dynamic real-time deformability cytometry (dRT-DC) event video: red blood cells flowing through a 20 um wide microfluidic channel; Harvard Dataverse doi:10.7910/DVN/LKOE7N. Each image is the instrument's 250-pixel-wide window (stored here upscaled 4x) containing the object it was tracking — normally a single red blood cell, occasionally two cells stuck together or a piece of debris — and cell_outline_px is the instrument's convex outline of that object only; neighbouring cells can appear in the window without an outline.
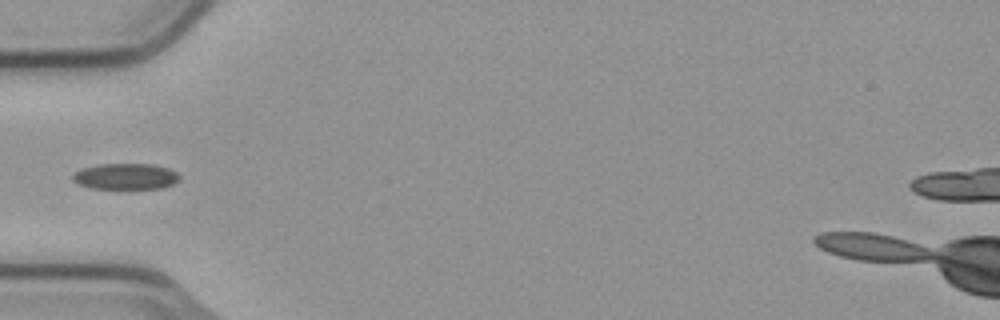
{"species": "common noctule bat (a hibernating species)", "species_latin": "Nyctalus noctula", "temperature_condition": "cold", "stored_images_in_passage": 3, "camera_frame_rate_fps": 3000, "um_per_image_px": 0.085, "animal": {"sex": "male", "body_mass_g": 23.1, "forearm_length_mm": 52.7}, "frame": {"image": 1, "passage_image": 2, "time_ms": 0.333, "image_size_px": [1000, 320], "cell_outline_px": [[180, 180], [172, 184], [160, 188], [92, 188], [80, 184], [72, 180], [72, 176], [76, 172], [84, 168], [100, 164], [152, 164], [168, 168], [176, 172], [180, 176]], "centroid_in_image_um": [10.71, 14.99], "position_along_channel_um": 74.3, "area_um2": 15.95}}
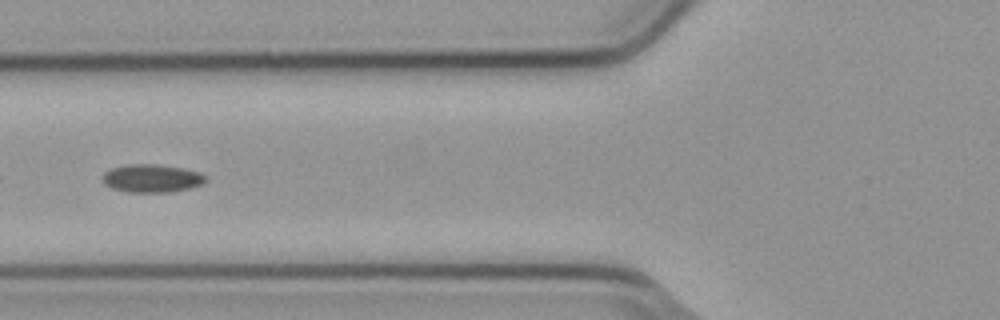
{"frame": {"image": 2, "passage_image": 3, "time_ms": 0.667, "image_size_px": [1000, 320], "cell_outline_px": [[208, 180], [204, 184], [192, 188], [172, 192], [128, 192], [112, 188], [104, 184], [100, 176], [104, 172], [112, 168], [128, 164], [152, 164], [184, 168], [200, 172], [208, 176]], "centroid_in_image_um": [12.94, 15.16], "position_along_channel_um": 112.9, "area_um2": 17.22}}